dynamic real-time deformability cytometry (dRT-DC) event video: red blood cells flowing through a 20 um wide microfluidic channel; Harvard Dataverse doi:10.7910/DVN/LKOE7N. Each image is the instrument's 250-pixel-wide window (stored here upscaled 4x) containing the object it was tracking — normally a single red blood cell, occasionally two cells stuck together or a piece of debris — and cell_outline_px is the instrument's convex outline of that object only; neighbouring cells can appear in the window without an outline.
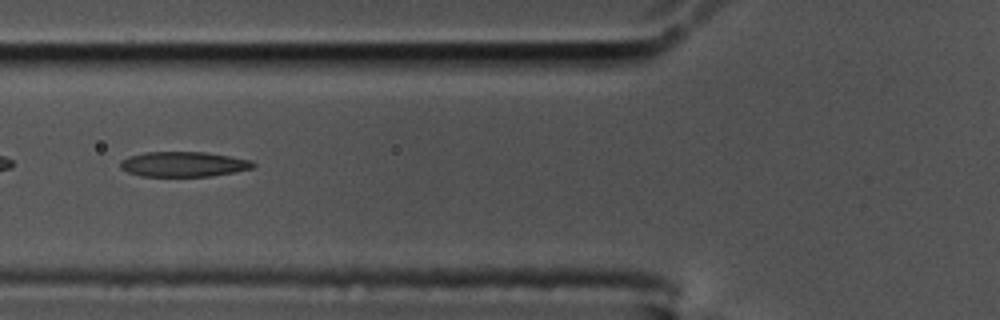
{"species": "common noctule bat (a hibernating species)", "species_latin": "Nyctalus noctula", "temperature_condition": "cold", "stored_images_in_passage": 46, "segment_of_instrument_passage": [2, 2], "camera_frame_rate_fps": 3000, "um_per_image_px": 0.085, "animal": {"sex": "male", "body_mass_g": 17.5, "forearm_length_mm": 52.3}, "frame": {"image": 1, "passage_image": 12, "time_ms": 3.667, "image_size_px": [1000, 320], "cell_outline_px": [[256, 164], [252, 168], [232, 172], [208, 176], [140, 176], [128, 172], [120, 168], [120, 160], [128, 156], [144, 152], [204, 152], [252, 160]], "centroid_in_image_um": [15.55, 13.95], "position_along_channel_um": 110.3, "area_um2": 19.31}}
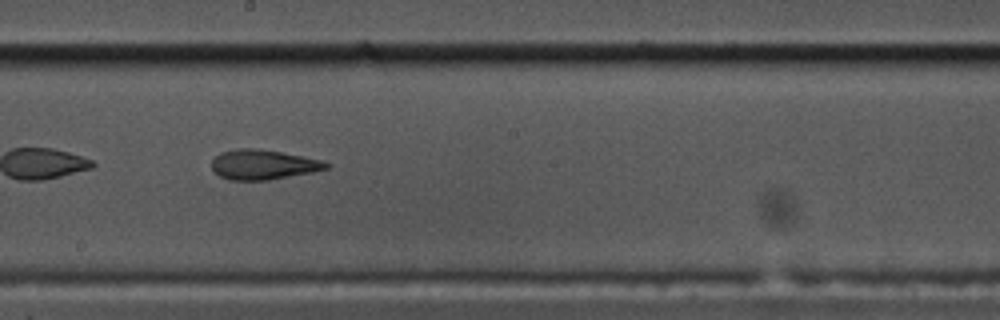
{"frame": {"image": 2, "passage_image": 22, "time_ms": 7.0, "image_size_px": [1000, 320], "cell_outline_px": [[328, 168], [312, 172], [268, 180], [228, 180], [220, 176], [212, 168], [212, 160], [220, 152], [236, 148], [260, 148], [320, 160], [328, 164]], "centroid_in_image_um": [22.31, 13.99], "position_along_channel_um": 225.9, "area_um2": 19.71}}
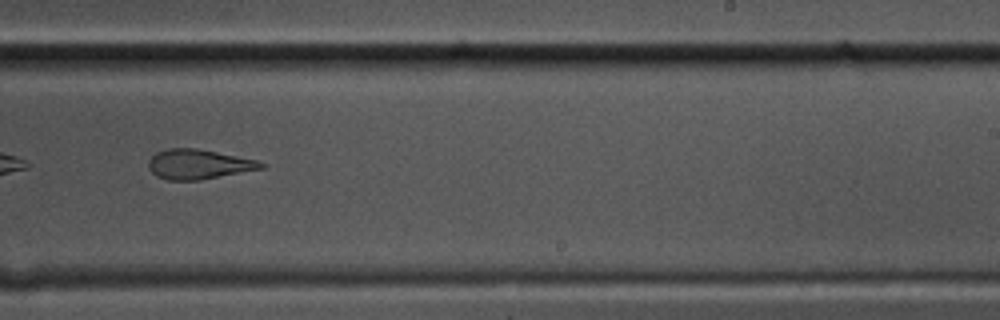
{"frame": {"image": 3, "passage_image": 26, "time_ms": 8.333, "image_size_px": [1000, 320], "cell_outline_px": [[264, 168], [200, 180], [168, 180], [156, 176], [148, 168], [148, 160], [156, 152], [168, 148], [196, 148], [256, 160], [264, 164]], "centroid_in_image_um": [16.82, 13.96], "position_along_channel_um": 272.2, "area_um2": 19.36}}